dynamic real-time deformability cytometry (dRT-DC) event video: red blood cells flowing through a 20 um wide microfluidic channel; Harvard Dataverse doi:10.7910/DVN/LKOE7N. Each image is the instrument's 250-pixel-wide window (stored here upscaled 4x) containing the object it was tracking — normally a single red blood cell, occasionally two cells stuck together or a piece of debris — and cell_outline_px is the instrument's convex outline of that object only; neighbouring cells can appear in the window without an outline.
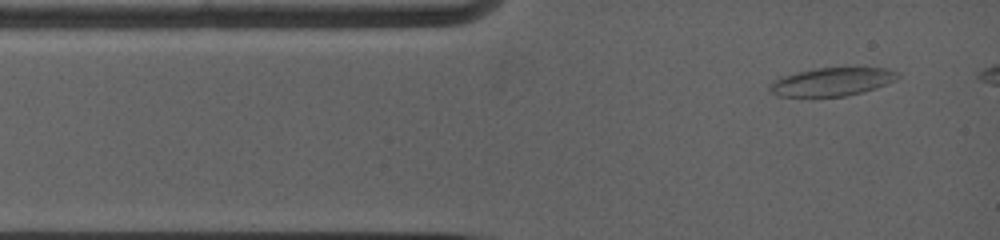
{"species": "common noctule bat (a hibernating species)", "species_latin": "Nyctalus noctula", "temperature_condition": "warm", "stored_images_in_passage": 62, "segment_of_instrument_passage": [1, 2], "camera_frame_rate_fps": 5000, "um_per_image_px": 0.085, "animal": {"sex": "female", "body_mass_g": 19.0, "forearm_length_mm": 53.3}, "frame": {"image": 1, "passage_image": 1, "time_ms": 0.0, "image_size_px": [1000, 240], "cell_outline_px": [[900, 76], [884, 84], [860, 92], [844, 96], [780, 96], [772, 92], [768, 88], [768, 84], [772, 80], [796, 72], [816, 68], [888, 68], [900, 72]], "centroid_in_image_um": [70.67, 6.94], "position_along_channel_um": 14.3, "area_um2": 20.69}}
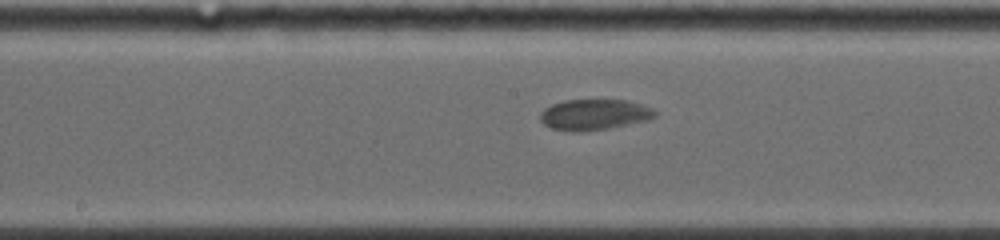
{"frame": {"image": 2, "passage_image": 34, "time_ms": 5.8, "image_size_px": [1000, 240], "cell_outline_px": [[656, 116], [648, 120], [608, 128], [580, 132], [572, 132], [548, 128], [540, 120], [540, 112], [544, 108], [552, 104], [564, 100], [628, 100], [652, 108], [656, 112]], "centroid_in_image_um": [50.47, 9.74], "position_along_channel_um": 197.7, "area_um2": 20.69}}
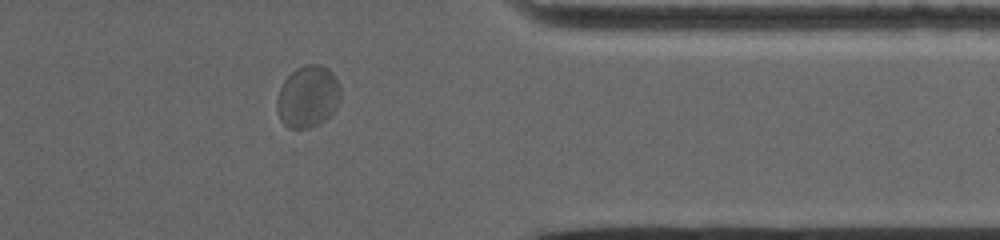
{"frame": {"image": 3, "passage_image": 55, "time_ms": 11.2, "image_size_px": [1000, 240], "cell_outline_px": [[340, 100], [336, 108], [324, 120], [308, 128], [288, 128], [280, 120], [276, 108], [276, 100], [280, 88], [284, 80], [296, 68], [304, 64], [320, 64], [328, 68], [332, 72], [340, 88]], "centroid_in_image_um": [26.15, 8.2], "position_along_channel_um": 385.3, "area_um2": 22.95}}